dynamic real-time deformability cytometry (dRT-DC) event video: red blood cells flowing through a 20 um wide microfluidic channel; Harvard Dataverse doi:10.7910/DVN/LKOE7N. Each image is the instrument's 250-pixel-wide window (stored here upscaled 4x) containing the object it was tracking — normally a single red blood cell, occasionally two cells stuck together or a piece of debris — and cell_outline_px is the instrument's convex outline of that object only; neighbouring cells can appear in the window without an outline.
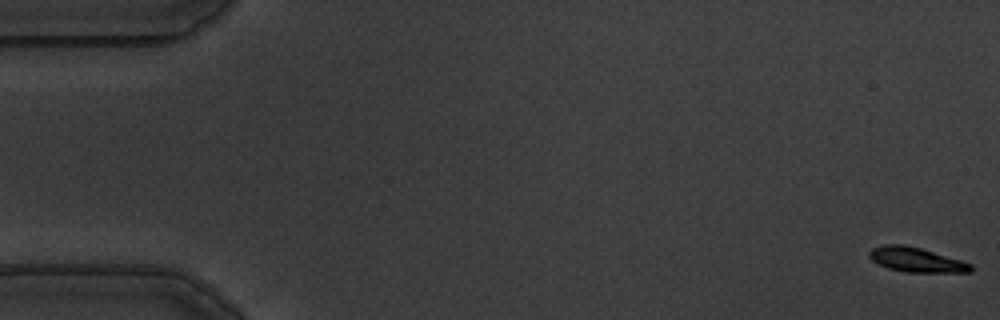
{"species": "common noctule bat (a hibernating species)", "species_latin": "Nyctalus noctula", "temperature_condition": "warm", "stored_images_in_passage": 57, "camera_frame_rate_fps": 3000, "um_per_image_px": 0.085, "animal": {"sex": "male", "body_mass_g": 19.5, "forearm_length_mm": 54.6}, "frame": {"image": 1, "passage_image": 1, "time_ms": 0.0, "image_size_px": [1000, 320], "cell_outline_px": [[972, 272], [904, 272], [888, 268], [872, 260], [868, 256], [868, 252], [872, 248], [884, 244], [904, 244], [920, 248], [960, 260], [972, 264]], "centroid_in_image_um": [77.85, 22.07], "position_along_channel_um": 7.1, "area_um2": 14.45}}
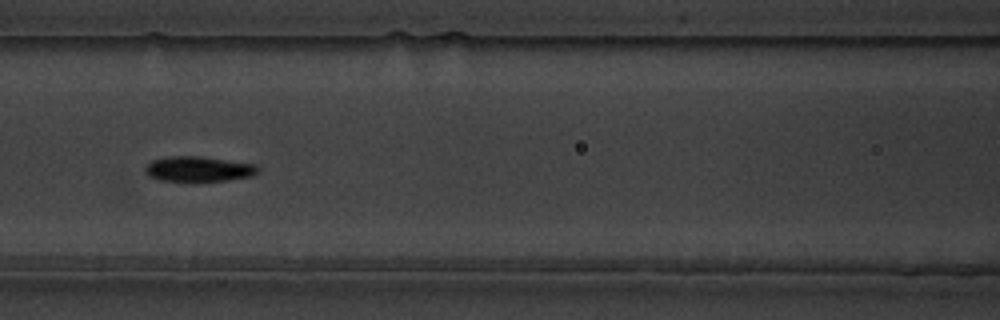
{"frame": {"image": 2, "passage_image": 25, "time_ms": 8.0, "image_size_px": [1000, 320], "cell_outline_px": [[260, 172], [252, 176], [228, 180], [160, 180], [148, 176], [144, 172], [144, 168], [152, 160], [168, 156], [200, 156], [256, 164], [260, 168]], "centroid_in_image_um": [16.9, 14.35], "position_along_channel_um": 149.7, "area_um2": 16.47}}
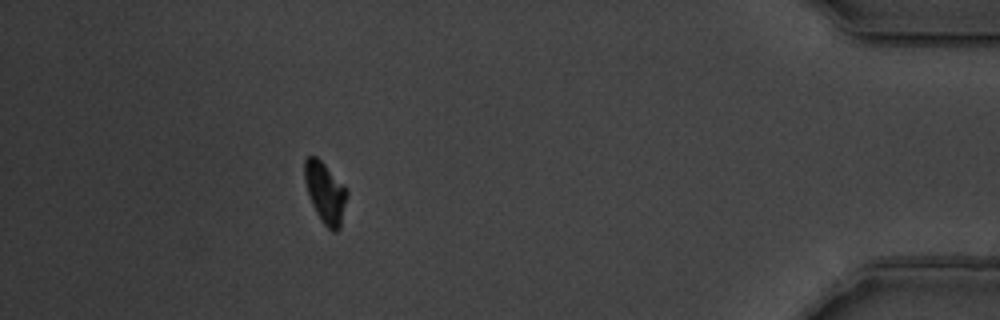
{"frame": {"image": 3, "passage_image": 51, "time_ms": 16.667, "image_size_px": [1000, 320], "cell_outline_px": [[348, 192], [340, 228], [336, 232], [332, 232], [320, 220], [312, 204], [304, 180], [304, 160], [308, 156], [316, 156], [344, 184]], "centroid_in_image_um": [27.65, 16.38], "position_along_channel_um": 407.6, "area_um2": 15.03}, "authors_computed_cell_mechanics": {"area_um2": 15.4326, "velocity_mm_per_s": 3.592, "shape_relaxation_time_tau1_ms": 2.6419, "shape_relaxation_time_tau2_ms": null, "deformation_change_tau1": 0.163, "deformation_change_tau2": null}}